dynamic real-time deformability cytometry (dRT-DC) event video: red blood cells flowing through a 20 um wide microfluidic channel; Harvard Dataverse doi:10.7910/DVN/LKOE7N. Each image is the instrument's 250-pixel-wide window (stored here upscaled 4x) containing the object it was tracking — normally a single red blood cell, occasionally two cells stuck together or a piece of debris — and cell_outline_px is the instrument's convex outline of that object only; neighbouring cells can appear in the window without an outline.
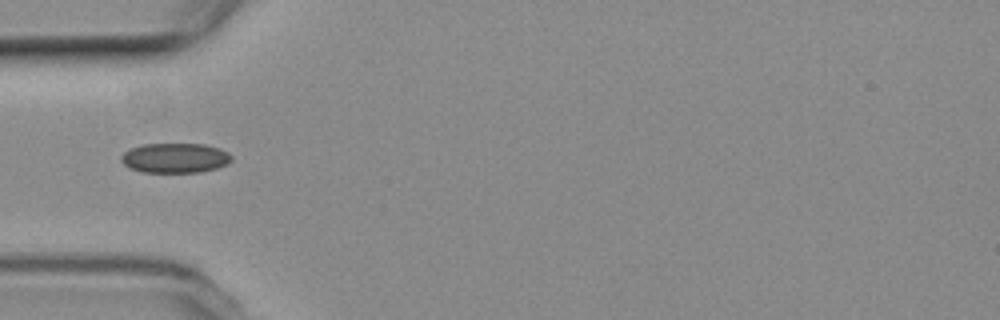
{"species": "common noctule bat (a hibernating species)", "species_latin": "Nyctalus noctula", "temperature_condition": "room temperature", "stored_images_in_passage": 38, "camera_frame_rate_fps": 3000, "um_per_image_px": 0.085, "animal": {"sex": "female", "body_mass_g": 19.3, "forearm_length_mm": 54.1}, "frame": {"image": 1, "passage_image": 1, "time_ms": 0.0, "image_size_px": [1000, 320], "cell_outline_px": [[232, 160], [228, 164], [216, 168], [200, 172], [140, 172], [128, 168], [120, 160], [120, 156], [124, 152], [132, 148], [144, 144], [204, 144], [220, 148], [228, 152], [232, 156]], "centroid_in_image_um": [14.88, 13.43], "position_along_channel_um": 70.1, "area_um2": 19.31}}
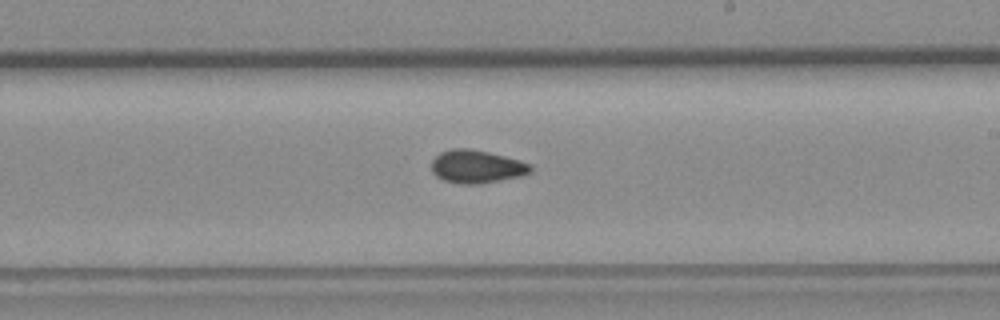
{"frame": {"image": 2, "passage_image": 15, "time_ms": 4.667, "image_size_px": [1000, 320], "cell_outline_px": [[532, 172], [524, 176], [480, 184], [460, 184], [444, 180], [436, 176], [432, 172], [432, 160], [440, 152], [452, 148], [468, 148], [488, 152], [520, 160], [532, 164]], "centroid_in_image_um": [40.55, 14.17], "position_along_channel_um": 248.5, "area_um2": 19.31}}
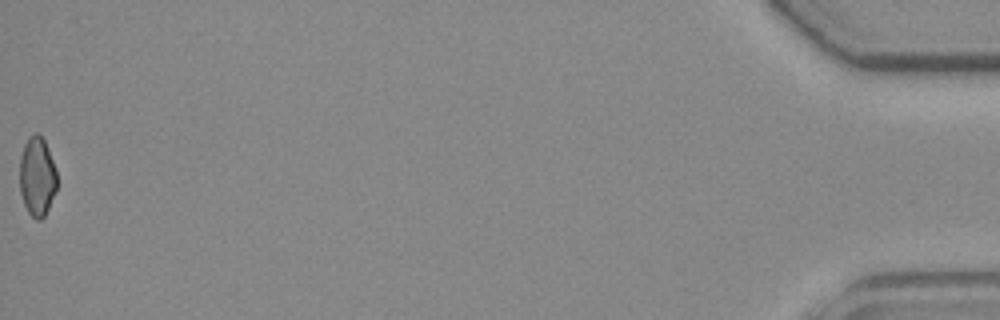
{"frame": {"image": 3, "passage_image": 38, "time_ms": 12.333, "image_size_px": [1000, 320], "cell_outline_px": [[56, 188], [48, 208], [44, 216], [40, 220], [36, 220], [28, 212], [24, 204], [20, 192], [20, 156], [24, 144], [28, 136], [36, 132], [44, 140], [48, 148], [56, 172]], "centroid_in_image_um": [3.13, 14.99], "position_along_channel_um": 432.1, "area_um2": 17.05}, "authors_computed_cell_mechanics": {"area_um2": 18.4671, "velocity_mm_per_s": 3.8103, "shape_relaxation_time_tau1_ms": null, "shape_relaxation_time_tau2_ms": 2.0429, "deformation_change_tau1": null, "deformation_change_tau2": 0.0543}}